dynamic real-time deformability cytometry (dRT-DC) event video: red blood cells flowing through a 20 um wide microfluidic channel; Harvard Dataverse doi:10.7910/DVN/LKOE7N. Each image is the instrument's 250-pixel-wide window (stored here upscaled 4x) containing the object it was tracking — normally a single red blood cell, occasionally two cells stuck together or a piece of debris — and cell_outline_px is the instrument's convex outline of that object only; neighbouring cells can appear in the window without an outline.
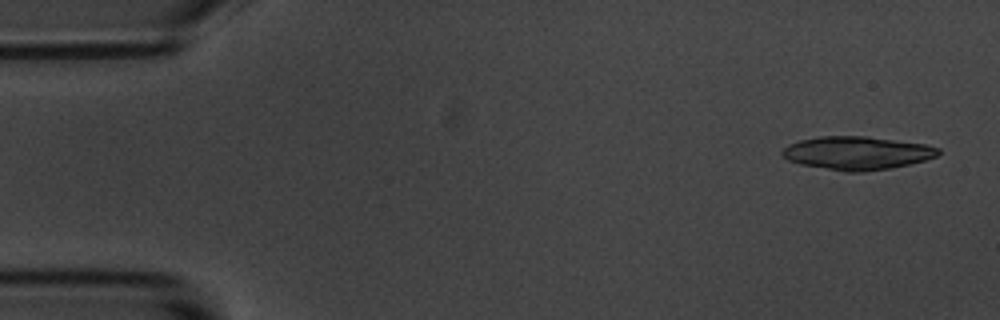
{"species": "common noctule bat (a hibernating species)", "species_latin": "Nyctalus noctula", "temperature_condition": "room temperature", "stored_images_in_passage": 6, "camera_frame_rate_fps": 3000, "um_per_image_px": 0.085, "animal": {"sex": "male", "body_mass_g": 20.1, "forearm_length_mm": 53.5}, "frame": {"image": 1, "passage_image": 1, "time_ms": 0.0, "image_size_px": [1000, 320], "cell_outline_px": [[940, 152], [936, 156], [924, 160], [908, 164], [888, 168], [864, 172], [844, 172], [800, 164], [788, 160], [780, 152], [788, 144], [800, 140], [820, 136], [868, 136], [924, 144], [940, 148]], "centroid_in_image_um": [72.82, 13.0], "position_along_channel_um": 12.2, "area_um2": 30.17}}